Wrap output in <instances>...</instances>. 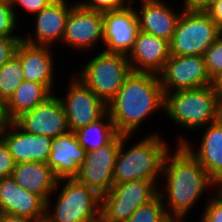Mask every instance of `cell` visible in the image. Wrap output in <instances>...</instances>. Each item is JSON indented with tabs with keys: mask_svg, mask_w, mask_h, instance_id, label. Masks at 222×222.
I'll list each match as a JSON object with an SVG mask.
<instances>
[{
	"mask_svg": "<svg viewBox=\"0 0 222 222\" xmlns=\"http://www.w3.org/2000/svg\"><path fill=\"white\" fill-rule=\"evenodd\" d=\"M157 182L137 180L113 184L111 189L101 196L100 222H127L138 207L159 195Z\"/></svg>",
	"mask_w": 222,
	"mask_h": 222,
	"instance_id": "8",
	"label": "cell"
},
{
	"mask_svg": "<svg viewBox=\"0 0 222 222\" xmlns=\"http://www.w3.org/2000/svg\"><path fill=\"white\" fill-rule=\"evenodd\" d=\"M158 77L164 94L212 84L202 55H170Z\"/></svg>",
	"mask_w": 222,
	"mask_h": 222,
	"instance_id": "9",
	"label": "cell"
},
{
	"mask_svg": "<svg viewBox=\"0 0 222 222\" xmlns=\"http://www.w3.org/2000/svg\"><path fill=\"white\" fill-rule=\"evenodd\" d=\"M74 133L86 152L95 151L110 143L119 134L108 112L97 121L75 130Z\"/></svg>",
	"mask_w": 222,
	"mask_h": 222,
	"instance_id": "25",
	"label": "cell"
},
{
	"mask_svg": "<svg viewBox=\"0 0 222 222\" xmlns=\"http://www.w3.org/2000/svg\"><path fill=\"white\" fill-rule=\"evenodd\" d=\"M14 122L25 132L52 138L70 132L66 112L55 93Z\"/></svg>",
	"mask_w": 222,
	"mask_h": 222,
	"instance_id": "14",
	"label": "cell"
},
{
	"mask_svg": "<svg viewBox=\"0 0 222 222\" xmlns=\"http://www.w3.org/2000/svg\"><path fill=\"white\" fill-rule=\"evenodd\" d=\"M164 103L158 74L131 72L107 107L117 132L134 135L149 115L164 112Z\"/></svg>",
	"mask_w": 222,
	"mask_h": 222,
	"instance_id": "2",
	"label": "cell"
},
{
	"mask_svg": "<svg viewBox=\"0 0 222 222\" xmlns=\"http://www.w3.org/2000/svg\"><path fill=\"white\" fill-rule=\"evenodd\" d=\"M169 57V41L139 30L127 59L132 72L158 74Z\"/></svg>",
	"mask_w": 222,
	"mask_h": 222,
	"instance_id": "18",
	"label": "cell"
},
{
	"mask_svg": "<svg viewBox=\"0 0 222 222\" xmlns=\"http://www.w3.org/2000/svg\"><path fill=\"white\" fill-rule=\"evenodd\" d=\"M217 99L211 85L165 93L164 113L176 125L194 132L215 121Z\"/></svg>",
	"mask_w": 222,
	"mask_h": 222,
	"instance_id": "5",
	"label": "cell"
},
{
	"mask_svg": "<svg viewBox=\"0 0 222 222\" xmlns=\"http://www.w3.org/2000/svg\"><path fill=\"white\" fill-rule=\"evenodd\" d=\"M52 49L31 45L22 40L15 55L20 59L24 80L41 83L54 93L55 65Z\"/></svg>",
	"mask_w": 222,
	"mask_h": 222,
	"instance_id": "20",
	"label": "cell"
},
{
	"mask_svg": "<svg viewBox=\"0 0 222 222\" xmlns=\"http://www.w3.org/2000/svg\"><path fill=\"white\" fill-rule=\"evenodd\" d=\"M0 137L16 163L48 162L52 137L25 132L14 121L9 122Z\"/></svg>",
	"mask_w": 222,
	"mask_h": 222,
	"instance_id": "16",
	"label": "cell"
},
{
	"mask_svg": "<svg viewBox=\"0 0 222 222\" xmlns=\"http://www.w3.org/2000/svg\"><path fill=\"white\" fill-rule=\"evenodd\" d=\"M9 122L5 111V103L0 99V133L8 126Z\"/></svg>",
	"mask_w": 222,
	"mask_h": 222,
	"instance_id": "39",
	"label": "cell"
},
{
	"mask_svg": "<svg viewBox=\"0 0 222 222\" xmlns=\"http://www.w3.org/2000/svg\"><path fill=\"white\" fill-rule=\"evenodd\" d=\"M86 157V150L81 146L76 134L69 132L53 138L51 153L47 165L58 180L73 179L79 174V167Z\"/></svg>",
	"mask_w": 222,
	"mask_h": 222,
	"instance_id": "21",
	"label": "cell"
},
{
	"mask_svg": "<svg viewBox=\"0 0 222 222\" xmlns=\"http://www.w3.org/2000/svg\"><path fill=\"white\" fill-rule=\"evenodd\" d=\"M136 9L139 30L171 41L181 12L174 10L165 0H140Z\"/></svg>",
	"mask_w": 222,
	"mask_h": 222,
	"instance_id": "19",
	"label": "cell"
},
{
	"mask_svg": "<svg viewBox=\"0 0 222 222\" xmlns=\"http://www.w3.org/2000/svg\"><path fill=\"white\" fill-rule=\"evenodd\" d=\"M167 213L161 197L138 207L127 222H165Z\"/></svg>",
	"mask_w": 222,
	"mask_h": 222,
	"instance_id": "27",
	"label": "cell"
},
{
	"mask_svg": "<svg viewBox=\"0 0 222 222\" xmlns=\"http://www.w3.org/2000/svg\"><path fill=\"white\" fill-rule=\"evenodd\" d=\"M212 0H184V9L205 10Z\"/></svg>",
	"mask_w": 222,
	"mask_h": 222,
	"instance_id": "36",
	"label": "cell"
},
{
	"mask_svg": "<svg viewBox=\"0 0 222 222\" xmlns=\"http://www.w3.org/2000/svg\"><path fill=\"white\" fill-rule=\"evenodd\" d=\"M204 134L198 143L197 150L192 148L190 140L179 137L178 145H183L189 153L206 170L207 175L215 182L222 178V126L215 122L204 127Z\"/></svg>",
	"mask_w": 222,
	"mask_h": 222,
	"instance_id": "22",
	"label": "cell"
},
{
	"mask_svg": "<svg viewBox=\"0 0 222 222\" xmlns=\"http://www.w3.org/2000/svg\"><path fill=\"white\" fill-rule=\"evenodd\" d=\"M56 191L59 193L55 205L51 197L46 201L45 222L101 221V196L92 188L73 178L58 180L54 194Z\"/></svg>",
	"mask_w": 222,
	"mask_h": 222,
	"instance_id": "4",
	"label": "cell"
},
{
	"mask_svg": "<svg viewBox=\"0 0 222 222\" xmlns=\"http://www.w3.org/2000/svg\"><path fill=\"white\" fill-rule=\"evenodd\" d=\"M0 222H41L38 219L0 213Z\"/></svg>",
	"mask_w": 222,
	"mask_h": 222,
	"instance_id": "37",
	"label": "cell"
},
{
	"mask_svg": "<svg viewBox=\"0 0 222 222\" xmlns=\"http://www.w3.org/2000/svg\"><path fill=\"white\" fill-rule=\"evenodd\" d=\"M53 93L43 84L23 80L5 103L7 118L13 122L21 114L31 111Z\"/></svg>",
	"mask_w": 222,
	"mask_h": 222,
	"instance_id": "24",
	"label": "cell"
},
{
	"mask_svg": "<svg viewBox=\"0 0 222 222\" xmlns=\"http://www.w3.org/2000/svg\"><path fill=\"white\" fill-rule=\"evenodd\" d=\"M211 86L217 98H222V72L212 79Z\"/></svg>",
	"mask_w": 222,
	"mask_h": 222,
	"instance_id": "38",
	"label": "cell"
},
{
	"mask_svg": "<svg viewBox=\"0 0 222 222\" xmlns=\"http://www.w3.org/2000/svg\"><path fill=\"white\" fill-rule=\"evenodd\" d=\"M131 137L124 135L121 138L113 171L114 184L137 180L158 181L164 156L170 150L169 144L154 132L152 135L147 134L129 149L125 148Z\"/></svg>",
	"mask_w": 222,
	"mask_h": 222,
	"instance_id": "3",
	"label": "cell"
},
{
	"mask_svg": "<svg viewBox=\"0 0 222 222\" xmlns=\"http://www.w3.org/2000/svg\"><path fill=\"white\" fill-rule=\"evenodd\" d=\"M134 3L103 13V51L128 56L136 41L139 25Z\"/></svg>",
	"mask_w": 222,
	"mask_h": 222,
	"instance_id": "13",
	"label": "cell"
},
{
	"mask_svg": "<svg viewBox=\"0 0 222 222\" xmlns=\"http://www.w3.org/2000/svg\"><path fill=\"white\" fill-rule=\"evenodd\" d=\"M11 176L21 188L41 196L45 201L54 196L58 179L47 163H16Z\"/></svg>",
	"mask_w": 222,
	"mask_h": 222,
	"instance_id": "23",
	"label": "cell"
},
{
	"mask_svg": "<svg viewBox=\"0 0 222 222\" xmlns=\"http://www.w3.org/2000/svg\"><path fill=\"white\" fill-rule=\"evenodd\" d=\"M80 69L75 76L106 104L114 98L132 72L126 55L105 51L97 53Z\"/></svg>",
	"mask_w": 222,
	"mask_h": 222,
	"instance_id": "6",
	"label": "cell"
},
{
	"mask_svg": "<svg viewBox=\"0 0 222 222\" xmlns=\"http://www.w3.org/2000/svg\"><path fill=\"white\" fill-rule=\"evenodd\" d=\"M186 215H167L165 222H185ZM187 222V221H186ZM199 222H202L201 220Z\"/></svg>",
	"mask_w": 222,
	"mask_h": 222,
	"instance_id": "41",
	"label": "cell"
},
{
	"mask_svg": "<svg viewBox=\"0 0 222 222\" xmlns=\"http://www.w3.org/2000/svg\"><path fill=\"white\" fill-rule=\"evenodd\" d=\"M16 166V162L9 152L3 139L0 137V179L9 177Z\"/></svg>",
	"mask_w": 222,
	"mask_h": 222,
	"instance_id": "33",
	"label": "cell"
},
{
	"mask_svg": "<svg viewBox=\"0 0 222 222\" xmlns=\"http://www.w3.org/2000/svg\"><path fill=\"white\" fill-rule=\"evenodd\" d=\"M222 30L204 10L184 9L178 19L170 45V55H204Z\"/></svg>",
	"mask_w": 222,
	"mask_h": 222,
	"instance_id": "7",
	"label": "cell"
},
{
	"mask_svg": "<svg viewBox=\"0 0 222 222\" xmlns=\"http://www.w3.org/2000/svg\"><path fill=\"white\" fill-rule=\"evenodd\" d=\"M212 195V198L206 203L204 212L201 213L202 222H222V200L215 193Z\"/></svg>",
	"mask_w": 222,
	"mask_h": 222,
	"instance_id": "31",
	"label": "cell"
},
{
	"mask_svg": "<svg viewBox=\"0 0 222 222\" xmlns=\"http://www.w3.org/2000/svg\"><path fill=\"white\" fill-rule=\"evenodd\" d=\"M204 11L222 30V0H212Z\"/></svg>",
	"mask_w": 222,
	"mask_h": 222,
	"instance_id": "35",
	"label": "cell"
},
{
	"mask_svg": "<svg viewBox=\"0 0 222 222\" xmlns=\"http://www.w3.org/2000/svg\"><path fill=\"white\" fill-rule=\"evenodd\" d=\"M69 0H54L35 17V32L22 35V40L31 45L53 47L56 42L62 43L68 14L75 4Z\"/></svg>",
	"mask_w": 222,
	"mask_h": 222,
	"instance_id": "15",
	"label": "cell"
},
{
	"mask_svg": "<svg viewBox=\"0 0 222 222\" xmlns=\"http://www.w3.org/2000/svg\"><path fill=\"white\" fill-rule=\"evenodd\" d=\"M77 3L84 8L105 13L113 10H119L130 2L128 0H88L84 2L79 0Z\"/></svg>",
	"mask_w": 222,
	"mask_h": 222,
	"instance_id": "30",
	"label": "cell"
},
{
	"mask_svg": "<svg viewBox=\"0 0 222 222\" xmlns=\"http://www.w3.org/2000/svg\"><path fill=\"white\" fill-rule=\"evenodd\" d=\"M123 136L118 134L110 143L95 151L86 152L85 160L79 167L76 179L100 196L107 193L114 184L113 171Z\"/></svg>",
	"mask_w": 222,
	"mask_h": 222,
	"instance_id": "11",
	"label": "cell"
},
{
	"mask_svg": "<svg viewBox=\"0 0 222 222\" xmlns=\"http://www.w3.org/2000/svg\"><path fill=\"white\" fill-rule=\"evenodd\" d=\"M0 213L38 219L45 222L46 201L21 188L12 176L0 179Z\"/></svg>",
	"mask_w": 222,
	"mask_h": 222,
	"instance_id": "17",
	"label": "cell"
},
{
	"mask_svg": "<svg viewBox=\"0 0 222 222\" xmlns=\"http://www.w3.org/2000/svg\"><path fill=\"white\" fill-rule=\"evenodd\" d=\"M17 23L10 0H0V37H22L14 34Z\"/></svg>",
	"mask_w": 222,
	"mask_h": 222,
	"instance_id": "28",
	"label": "cell"
},
{
	"mask_svg": "<svg viewBox=\"0 0 222 222\" xmlns=\"http://www.w3.org/2000/svg\"><path fill=\"white\" fill-rule=\"evenodd\" d=\"M203 57L211 79L222 72V34L205 51Z\"/></svg>",
	"mask_w": 222,
	"mask_h": 222,
	"instance_id": "29",
	"label": "cell"
},
{
	"mask_svg": "<svg viewBox=\"0 0 222 222\" xmlns=\"http://www.w3.org/2000/svg\"><path fill=\"white\" fill-rule=\"evenodd\" d=\"M214 122L217 125L222 126V98L217 99Z\"/></svg>",
	"mask_w": 222,
	"mask_h": 222,
	"instance_id": "40",
	"label": "cell"
},
{
	"mask_svg": "<svg viewBox=\"0 0 222 222\" xmlns=\"http://www.w3.org/2000/svg\"><path fill=\"white\" fill-rule=\"evenodd\" d=\"M23 80L20 59L14 55L0 67V99L6 103Z\"/></svg>",
	"mask_w": 222,
	"mask_h": 222,
	"instance_id": "26",
	"label": "cell"
},
{
	"mask_svg": "<svg viewBox=\"0 0 222 222\" xmlns=\"http://www.w3.org/2000/svg\"><path fill=\"white\" fill-rule=\"evenodd\" d=\"M52 1L54 0H10L17 20L18 11L15 10L16 6H20L21 8H23V10H26L29 15L31 13L35 15L36 13H39L42 9L46 8Z\"/></svg>",
	"mask_w": 222,
	"mask_h": 222,
	"instance_id": "34",
	"label": "cell"
},
{
	"mask_svg": "<svg viewBox=\"0 0 222 222\" xmlns=\"http://www.w3.org/2000/svg\"><path fill=\"white\" fill-rule=\"evenodd\" d=\"M214 188L216 189H213L214 191H216L214 193L222 200V178L214 182Z\"/></svg>",
	"mask_w": 222,
	"mask_h": 222,
	"instance_id": "42",
	"label": "cell"
},
{
	"mask_svg": "<svg viewBox=\"0 0 222 222\" xmlns=\"http://www.w3.org/2000/svg\"><path fill=\"white\" fill-rule=\"evenodd\" d=\"M67 93L59 100L66 112L71 132L97 121L108 112L107 104L101 100L78 77L72 76Z\"/></svg>",
	"mask_w": 222,
	"mask_h": 222,
	"instance_id": "10",
	"label": "cell"
},
{
	"mask_svg": "<svg viewBox=\"0 0 222 222\" xmlns=\"http://www.w3.org/2000/svg\"><path fill=\"white\" fill-rule=\"evenodd\" d=\"M170 152L163 159L165 186L159 185L158 194L167 215H188L208 187L214 189V181L183 145L177 144L175 152Z\"/></svg>",
	"mask_w": 222,
	"mask_h": 222,
	"instance_id": "1",
	"label": "cell"
},
{
	"mask_svg": "<svg viewBox=\"0 0 222 222\" xmlns=\"http://www.w3.org/2000/svg\"><path fill=\"white\" fill-rule=\"evenodd\" d=\"M62 42L78 52L95 50L94 45L103 44V13L84 8L76 1L68 14Z\"/></svg>",
	"mask_w": 222,
	"mask_h": 222,
	"instance_id": "12",
	"label": "cell"
},
{
	"mask_svg": "<svg viewBox=\"0 0 222 222\" xmlns=\"http://www.w3.org/2000/svg\"><path fill=\"white\" fill-rule=\"evenodd\" d=\"M22 37H0V67L15 54Z\"/></svg>",
	"mask_w": 222,
	"mask_h": 222,
	"instance_id": "32",
	"label": "cell"
}]
</instances>
